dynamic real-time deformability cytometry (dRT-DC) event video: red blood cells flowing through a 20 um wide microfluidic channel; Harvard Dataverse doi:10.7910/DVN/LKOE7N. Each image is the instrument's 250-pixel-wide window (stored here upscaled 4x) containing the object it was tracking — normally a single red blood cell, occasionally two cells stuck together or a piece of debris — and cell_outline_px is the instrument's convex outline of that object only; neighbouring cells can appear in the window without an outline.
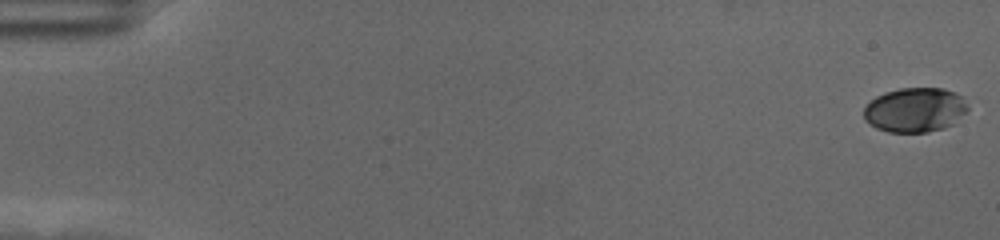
{"species": "human", "species_latin": "Homo sapiens", "temperature_condition": "cold", "stored_images_in_passage": 59, "camera_frame_rate_fps": 3000, "um_per_image_px": 0.085, "donor": {"sex": "female"}, "frame": {"image": 1, "passage_image": 1, "time_ms": 0.0, "image_size_px": [1000, 240], "cell_outline_px": [[968, 108], [952, 124], [944, 128], [928, 132], [888, 132], [876, 128], [864, 120], [864, 108], [876, 96], [884, 92], [900, 88], [944, 88], [956, 92], [960, 96]], "centroid_in_image_um": [77.74, 9.34], "position_along_channel_um": 7.3, "area_um2": 26.82}}
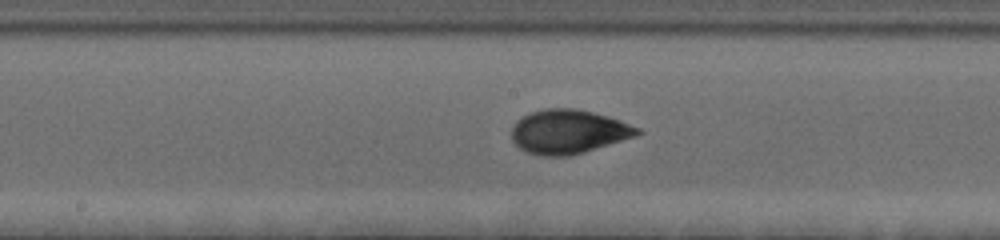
{"frame": {"image": 2, "passage_image": 32, "time_ms": 10.333, "image_size_px": [1000, 240], "cell_outline_px": [[644, 132], [636, 136], [572, 156], [540, 156], [528, 152], [520, 148], [512, 140], [512, 128], [516, 120], [532, 112], [544, 108], [576, 108], [608, 116], [620, 120], [640, 128]], "centroid_in_image_um": [48.34, 11.19], "position_along_channel_um": 199.9, "area_um2": 32.37}}
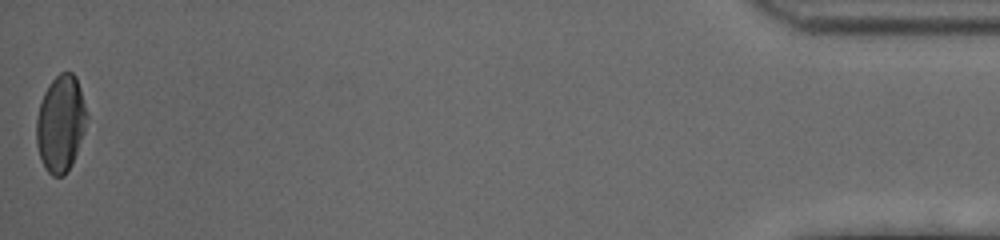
{"frame": {"image": 3, "passage_image": 59, "time_ms": 19.333, "image_size_px": [1000, 240], "cell_outline_px": [[88, 116], [84, 132], [72, 164], [64, 176], [52, 176], [44, 168], [36, 144], [36, 120], [40, 104], [44, 92], [48, 84], [60, 72], [72, 72], [76, 76], [88, 112]], "centroid_in_image_um": [5.16, 10.5], "position_along_channel_um": 430.0, "area_um2": 28.55}, "authors_computed_cell_mechanics": {"area_um2": 30.4606, "velocity_mm_per_s": 3.5114, "shape_relaxation_time_tau1_ms": 4.0683, "shape_relaxation_time_tau2_ms": 1.064, "deformation_change_tau1": 0.1603, "deformation_change_tau2": 0.0473}}